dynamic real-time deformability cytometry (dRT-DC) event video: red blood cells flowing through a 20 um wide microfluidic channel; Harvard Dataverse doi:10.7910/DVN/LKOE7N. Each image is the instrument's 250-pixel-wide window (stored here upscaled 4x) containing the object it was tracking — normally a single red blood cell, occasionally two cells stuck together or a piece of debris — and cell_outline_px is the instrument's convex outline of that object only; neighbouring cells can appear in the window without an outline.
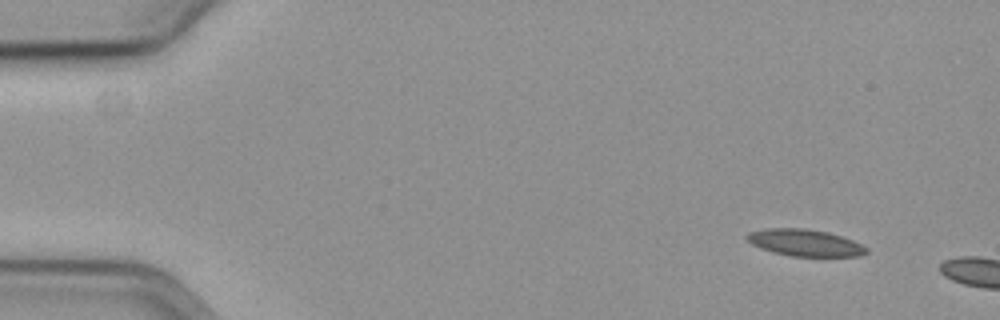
{"species": "common noctule bat (a hibernating species)", "species_latin": "Nyctalus noctula", "temperature_condition": "cold", "stored_images_in_passage": 5, "camera_frame_rate_fps": 3000, "um_per_image_px": 0.085, "animal": {"sex": "female", "body_mass_g": 19.3, "forearm_length_mm": 54.1}, "frame": {"image": 1, "passage_image": 1, "time_ms": 0.0, "image_size_px": [1000, 320], "cell_outline_px": [[868, 252], [860, 256], [792, 256], [772, 252], [760, 248], [752, 244], [744, 236], [748, 232], [764, 228], [804, 228], [828, 232], [852, 240], [868, 248]], "centroid_in_image_um": [68.38, 20.62], "position_along_channel_um": 16.6, "area_um2": 18.67}}